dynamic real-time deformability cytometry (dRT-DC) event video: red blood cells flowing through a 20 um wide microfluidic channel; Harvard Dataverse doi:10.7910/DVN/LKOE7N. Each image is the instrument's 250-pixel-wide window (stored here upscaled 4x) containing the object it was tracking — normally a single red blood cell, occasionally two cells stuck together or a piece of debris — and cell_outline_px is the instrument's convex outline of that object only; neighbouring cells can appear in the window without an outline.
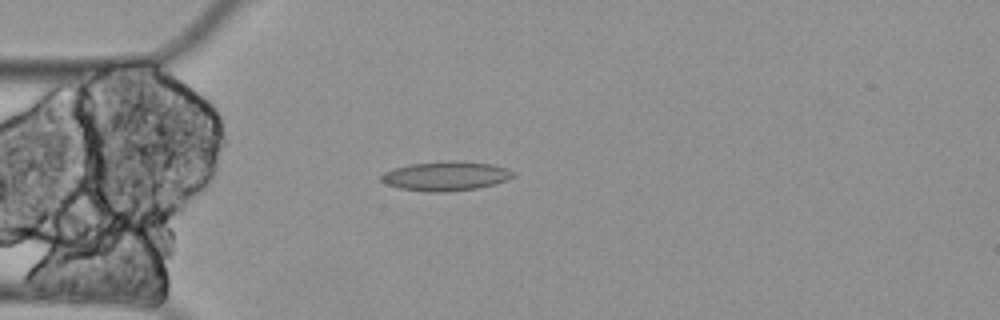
{"species": "Egyptian fruit bat (a non-hibernating species)", "species_latin": "Rousettus aegyptiacus", "temperature_condition": "cold", "stored_images_in_passage": 5, "camera_frame_rate_fps": 3000, "um_per_image_px": 0.085, "animal": {"sex": "female"}, "frame": {"image": 1, "passage_image": 5, "time_ms": 1.333, "image_size_px": [1000, 320], "cell_outline_px": [[516, 176], [508, 180], [496, 184], [476, 188], [444, 192], [432, 192], [400, 188], [384, 184], [380, 180], [380, 176], [384, 172], [396, 168], [412, 164], [444, 160], [456, 160], [492, 164], [516, 172]], "centroid_in_image_um": [37.92, 14.96], "position_along_channel_um": 47.1, "area_um2": 22.66}}